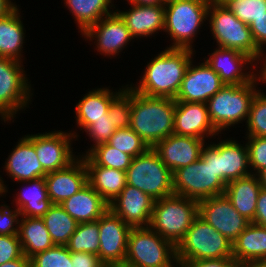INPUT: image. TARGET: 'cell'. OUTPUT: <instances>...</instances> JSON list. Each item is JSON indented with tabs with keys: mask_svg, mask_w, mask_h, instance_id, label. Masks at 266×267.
<instances>
[{
	"mask_svg": "<svg viewBox=\"0 0 266 267\" xmlns=\"http://www.w3.org/2000/svg\"><path fill=\"white\" fill-rule=\"evenodd\" d=\"M193 52L191 49H165L147 64L138 86L130 84V87L145 96L175 99Z\"/></svg>",
	"mask_w": 266,
	"mask_h": 267,
	"instance_id": "6da1fadb",
	"label": "cell"
},
{
	"mask_svg": "<svg viewBox=\"0 0 266 267\" xmlns=\"http://www.w3.org/2000/svg\"><path fill=\"white\" fill-rule=\"evenodd\" d=\"M175 107L173 98L145 96L131 88L130 128L152 148L174 133Z\"/></svg>",
	"mask_w": 266,
	"mask_h": 267,
	"instance_id": "7a4b0ae2",
	"label": "cell"
},
{
	"mask_svg": "<svg viewBox=\"0 0 266 267\" xmlns=\"http://www.w3.org/2000/svg\"><path fill=\"white\" fill-rule=\"evenodd\" d=\"M172 178L174 194L197 201L225 193L226 184L212 168V144L203 145L200 158L175 170Z\"/></svg>",
	"mask_w": 266,
	"mask_h": 267,
	"instance_id": "3957f363",
	"label": "cell"
},
{
	"mask_svg": "<svg viewBox=\"0 0 266 267\" xmlns=\"http://www.w3.org/2000/svg\"><path fill=\"white\" fill-rule=\"evenodd\" d=\"M198 214L197 200L172 194L154 201L149 227L177 247Z\"/></svg>",
	"mask_w": 266,
	"mask_h": 267,
	"instance_id": "277c9868",
	"label": "cell"
},
{
	"mask_svg": "<svg viewBox=\"0 0 266 267\" xmlns=\"http://www.w3.org/2000/svg\"><path fill=\"white\" fill-rule=\"evenodd\" d=\"M257 80H262L260 75L243 85H224L206 102L211 123L220 134L225 128L248 118L252 101L259 91Z\"/></svg>",
	"mask_w": 266,
	"mask_h": 267,
	"instance_id": "5b68a950",
	"label": "cell"
},
{
	"mask_svg": "<svg viewBox=\"0 0 266 267\" xmlns=\"http://www.w3.org/2000/svg\"><path fill=\"white\" fill-rule=\"evenodd\" d=\"M233 258L232 242L199 215L176 247L177 261Z\"/></svg>",
	"mask_w": 266,
	"mask_h": 267,
	"instance_id": "8992f818",
	"label": "cell"
},
{
	"mask_svg": "<svg viewBox=\"0 0 266 267\" xmlns=\"http://www.w3.org/2000/svg\"><path fill=\"white\" fill-rule=\"evenodd\" d=\"M209 6L207 0H177L165 4L164 30L174 41L168 48L194 50L192 40L206 21Z\"/></svg>",
	"mask_w": 266,
	"mask_h": 267,
	"instance_id": "52a82bcc",
	"label": "cell"
},
{
	"mask_svg": "<svg viewBox=\"0 0 266 267\" xmlns=\"http://www.w3.org/2000/svg\"><path fill=\"white\" fill-rule=\"evenodd\" d=\"M124 264L130 267H177L176 247L149 226L131 228Z\"/></svg>",
	"mask_w": 266,
	"mask_h": 267,
	"instance_id": "ba28073f",
	"label": "cell"
},
{
	"mask_svg": "<svg viewBox=\"0 0 266 267\" xmlns=\"http://www.w3.org/2000/svg\"><path fill=\"white\" fill-rule=\"evenodd\" d=\"M125 172L128 185L140 189L154 200L174 194L172 172L152 148L134 157Z\"/></svg>",
	"mask_w": 266,
	"mask_h": 267,
	"instance_id": "9c48e42d",
	"label": "cell"
},
{
	"mask_svg": "<svg viewBox=\"0 0 266 267\" xmlns=\"http://www.w3.org/2000/svg\"><path fill=\"white\" fill-rule=\"evenodd\" d=\"M208 18L219 47L239 50L256 63L265 55L256 46L249 26L240 21L227 6L210 4Z\"/></svg>",
	"mask_w": 266,
	"mask_h": 267,
	"instance_id": "30bf717a",
	"label": "cell"
},
{
	"mask_svg": "<svg viewBox=\"0 0 266 267\" xmlns=\"http://www.w3.org/2000/svg\"><path fill=\"white\" fill-rule=\"evenodd\" d=\"M22 66L19 61L0 57V117L4 122L14 119L33 95Z\"/></svg>",
	"mask_w": 266,
	"mask_h": 267,
	"instance_id": "8fae6325",
	"label": "cell"
},
{
	"mask_svg": "<svg viewBox=\"0 0 266 267\" xmlns=\"http://www.w3.org/2000/svg\"><path fill=\"white\" fill-rule=\"evenodd\" d=\"M198 215L232 243L251 223L225 194L198 201Z\"/></svg>",
	"mask_w": 266,
	"mask_h": 267,
	"instance_id": "7c38bea8",
	"label": "cell"
},
{
	"mask_svg": "<svg viewBox=\"0 0 266 267\" xmlns=\"http://www.w3.org/2000/svg\"><path fill=\"white\" fill-rule=\"evenodd\" d=\"M131 227L109 208L99 218L100 261L106 267L124 264Z\"/></svg>",
	"mask_w": 266,
	"mask_h": 267,
	"instance_id": "4fadbf2b",
	"label": "cell"
},
{
	"mask_svg": "<svg viewBox=\"0 0 266 267\" xmlns=\"http://www.w3.org/2000/svg\"><path fill=\"white\" fill-rule=\"evenodd\" d=\"M75 137H78L75 133L60 130L33 135V146L46 173L64 169L78 158L73 154L70 143Z\"/></svg>",
	"mask_w": 266,
	"mask_h": 267,
	"instance_id": "5bb4252c",
	"label": "cell"
},
{
	"mask_svg": "<svg viewBox=\"0 0 266 267\" xmlns=\"http://www.w3.org/2000/svg\"><path fill=\"white\" fill-rule=\"evenodd\" d=\"M225 84L205 62L194 66L189 63L175 101L206 103Z\"/></svg>",
	"mask_w": 266,
	"mask_h": 267,
	"instance_id": "9a60e30c",
	"label": "cell"
},
{
	"mask_svg": "<svg viewBox=\"0 0 266 267\" xmlns=\"http://www.w3.org/2000/svg\"><path fill=\"white\" fill-rule=\"evenodd\" d=\"M232 139L212 144V168L219 178L227 185L230 181L247 177L249 158L247 145L244 147ZM250 171V172H249Z\"/></svg>",
	"mask_w": 266,
	"mask_h": 267,
	"instance_id": "2e32d148",
	"label": "cell"
},
{
	"mask_svg": "<svg viewBox=\"0 0 266 267\" xmlns=\"http://www.w3.org/2000/svg\"><path fill=\"white\" fill-rule=\"evenodd\" d=\"M209 56L205 63L219 75L225 85H243L259 76L260 72L244 73L246 65L254 67V64H257L252 57L239 50L218 47L212 54L209 53Z\"/></svg>",
	"mask_w": 266,
	"mask_h": 267,
	"instance_id": "e0dca14e",
	"label": "cell"
},
{
	"mask_svg": "<svg viewBox=\"0 0 266 267\" xmlns=\"http://www.w3.org/2000/svg\"><path fill=\"white\" fill-rule=\"evenodd\" d=\"M154 201L140 189L126 184L121 193L109 203V209L131 228L148 227Z\"/></svg>",
	"mask_w": 266,
	"mask_h": 267,
	"instance_id": "ac0fdd59",
	"label": "cell"
},
{
	"mask_svg": "<svg viewBox=\"0 0 266 267\" xmlns=\"http://www.w3.org/2000/svg\"><path fill=\"white\" fill-rule=\"evenodd\" d=\"M86 39L97 40V51L106 56L119 54L127 43L134 38L131 36L125 21L114 11L89 27L83 34Z\"/></svg>",
	"mask_w": 266,
	"mask_h": 267,
	"instance_id": "d6986e66",
	"label": "cell"
},
{
	"mask_svg": "<svg viewBox=\"0 0 266 267\" xmlns=\"http://www.w3.org/2000/svg\"><path fill=\"white\" fill-rule=\"evenodd\" d=\"M204 144L200 138L173 133L157 142L152 149L173 173L198 160Z\"/></svg>",
	"mask_w": 266,
	"mask_h": 267,
	"instance_id": "ffe728a7",
	"label": "cell"
},
{
	"mask_svg": "<svg viewBox=\"0 0 266 267\" xmlns=\"http://www.w3.org/2000/svg\"><path fill=\"white\" fill-rule=\"evenodd\" d=\"M174 134L205 140L219 132L211 123L206 103L176 101Z\"/></svg>",
	"mask_w": 266,
	"mask_h": 267,
	"instance_id": "44dd1931",
	"label": "cell"
},
{
	"mask_svg": "<svg viewBox=\"0 0 266 267\" xmlns=\"http://www.w3.org/2000/svg\"><path fill=\"white\" fill-rule=\"evenodd\" d=\"M52 204H60L88 183L84 160L78 157L68 167L47 173L44 177Z\"/></svg>",
	"mask_w": 266,
	"mask_h": 267,
	"instance_id": "7402d4cb",
	"label": "cell"
},
{
	"mask_svg": "<svg viewBox=\"0 0 266 267\" xmlns=\"http://www.w3.org/2000/svg\"><path fill=\"white\" fill-rule=\"evenodd\" d=\"M15 147L4 166L8 176L21 183L45 177L47 173L37 157L33 146V135H25Z\"/></svg>",
	"mask_w": 266,
	"mask_h": 267,
	"instance_id": "603a6c76",
	"label": "cell"
},
{
	"mask_svg": "<svg viewBox=\"0 0 266 267\" xmlns=\"http://www.w3.org/2000/svg\"><path fill=\"white\" fill-rule=\"evenodd\" d=\"M233 259L241 267H255L266 259V227L250 223L232 243Z\"/></svg>",
	"mask_w": 266,
	"mask_h": 267,
	"instance_id": "cb8c5ba5",
	"label": "cell"
},
{
	"mask_svg": "<svg viewBox=\"0 0 266 267\" xmlns=\"http://www.w3.org/2000/svg\"><path fill=\"white\" fill-rule=\"evenodd\" d=\"M130 11L116 12L125 21L133 38L150 37L157 31H164L165 5L140 6L130 3Z\"/></svg>",
	"mask_w": 266,
	"mask_h": 267,
	"instance_id": "d4e9b609",
	"label": "cell"
},
{
	"mask_svg": "<svg viewBox=\"0 0 266 267\" xmlns=\"http://www.w3.org/2000/svg\"><path fill=\"white\" fill-rule=\"evenodd\" d=\"M60 205L78 223L97 221L109 204L88 183Z\"/></svg>",
	"mask_w": 266,
	"mask_h": 267,
	"instance_id": "484cf974",
	"label": "cell"
},
{
	"mask_svg": "<svg viewBox=\"0 0 266 267\" xmlns=\"http://www.w3.org/2000/svg\"><path fill=\"white\" fill-rule=\"evenodd\" d=\"M257 175L230 181L225 187V195L231 201L233 207L250 222L254 220L256 202L261 190Z\"/></svg>",
	"mask_w": 266,
	"mask_h": 267,
	"instance_id": "4316f807",
	"label": "cell"
},
{
	"mask_svg": "<svg viewBox=\"0 0 266 267\" xmlns=\"http://www.w3.org/2000/svg\"><path fill=\"white\" fill-rule=\"evenodd\" d=\"M112 92L107 88H98L89 91L82 100L76 104V123L83 129H87L95 120L107 117L111 101L121 92Z\"/></svg>",
	"mask_w": 266,
	"mask_h": 267,
	"instance_id": "83f0119b",
	"label": "cell"
},
{
	"mask_svg": "<svg viewBox=\"0 0 266 267\" xmlns=\"http://www.w3.org/2000/svg\"><path fill=\"white\" fill-rule=\"evenodd\" d=\"M21 217L18 236L23 255L30 258L38 252L55 246L42 218Z\"/></svg>",
	"mask_w": 266,
	"mask_h": 267,
	"instance_id": "f1b7e54d",
	"label": "cell"
},
{
	"mask_svg": "<svg viewBox=\"0 0 266 267\" xmlns=\"http://www.w3.org/2000/svg\"><path fill=\"white\" fill-rule=\"evenodd\" d=\"M88 184L109 204L126 186V172L99 165H85Z\"/></svg>",
	"mask_w": 266,
	"mask_h": 267,
	"instance_id": "f546056e",
	"label": "cell"
},
{
	"mask_svg": "<svg viewBox=\"0 0 266 267\" xmlns=\"http://www.w3.org/2000/svg\"><path fill=\"white\" fill-rule=\"evenodd\" d=\"M26 184L30 186H25V189L17 194L16 207L21 216L42 218L52 205L47 193L45 179L42 177L26 181Z\"/></svg>",
	"mask_w": 266,
	"mask_h": 267,
	"instance_id": "4dcf8cb0",
	"label": "cell"
},
{
	"mask_svg": "<svg viewBox=\"0 0 266 267\" xmlns=\"http://www.w3.org/2000/svg\"><path fill=\"white\" fill-rule=\"evenodd\" d=\"M18 7L0 19V57L22 62L24 45V26L20 19Z\"/></svg>",
	"mask_w": 266,
	"mask_h": 267,
	"instance_id": "1f68e13d",
	"label": "cell"
},
{
	"mask_svg": "<svg viewBox=\"0 0 266 267\" xmlns=\"http://www.w3.org/2000/svg\"><path fill=\"white\" fill-rule=\"evenodd\" d=\"M83 34L104 16L111 15L112 0H64ZM111 4V5H110Z\"/></svg>",
	"mask_w": 266,
	"mask_h": 267,
	"instance_id": "d6a6232c",
	"label": "cell"
},
{
	"mask_svg": "<svg viewBox=\"0 0 266 267\" xmlns=\"http://www.w3.org/2000/svg\"><path fill=\"white\" fill-rule=\"evenodd\" d=\"M42 219L55 245H66L78 225L60 204H52Z\"/></svg>",
	"mask_w": 266,
	"mask_h": 267,
	"instance_id": "836d02e7",
	"label": "cell"
},
{
	"mask_svg": "<svg viewBox=\"0 0 266 267\" xmlns=\"http://www.w3.org/2000/svg\"><path fill=\"white\" fill-rule=\"evenodd\" d=\"M80 157L84 160L85 165H99L121 171H126L133 159L129 154L116 149L108 143L97 145L87 154H82Z\"/></svg>",
	"mask_w": 266,
	"mask_h": 267,
	"instance_id": "e575fe53",
	"label": "cell"
},
{
	"mask_svg": "<svg viewBox=\"0 0 266 267\" xmlns=\"http://www.w3.org/2000/svg\"><path fill=\"white\" fill-rule=\"evenodd\" d=\"M99 219L92 222L78 223L66 247L70 252L99 253Z\"/></svg>",
	"mask_w": 266,
	"mask_h": 267,
	"instance_id": "d590c367",
	"label": "cell"
},
{
	"mask_svg": "<svg viewBox=\"0 0 266 267\" xmlns=\"http://www.w3.org/2000/svg\"><path fill=\"white\" fill-rule=\"evenodd\" d=\"M107 143L133 158L145 153L150 148L130 127L117 129Z\"/></svg>",
	"mask_w": 266,
	"mask_h": 267,
	"instance_id": "8d00e7d4",
	"label": "cell"
},
{
	"mask_svg": "<svg viewBox=\"0 0 266 267\" xmlns=\"http://www.w3.org/2000/svg\"><path fill=\"white\" fill-rule=\"evenodd\" d=\"M247 137H266V95L256 93L246 120Z\"/></svg>",
	"mask_w": 266,
	"mask_h": 267,
	"instance_id": "74e56055",
	"label": "cell"
},
{
	"mask_svg": "<svg viewBox=\"0 0 266 267\" xmlns=\"http://www.w3.org/2000/svg\"><path fill=\"white\" fill-rule=\"evenodd\" d=\"M30 267H72L71 252L66 245H55L30 257Z\"/></svg>",
	"mask_w": 266,
	"mask_h": 267,
	"instance_id": "f35d334b",
	"label": "cell"
},
{
	"mask_svg": "<svg viewBox=\"0 0 266 267\" xmlns=\"http://www.w3.org/2000/svg\"><path fill=\"white\" fill-rule=\"evenodd\" d=\"M108 115L117 129L130 127L131 121V87L122 91L111 101Z\"/></svg>",
	"mask_w": 266,
	"mask_h": 267,
	"instance_id": "ab89813d",
	"label": "cell"
},
{
	"mask_svg": "<svg viewBox=\"0 0 266 267\" xmlns=\"http://www.w3.org/2000/svg\"><path fill=\"white\" fill-rule=\"evenodd\" d=\"M226 6L248 26L254 20L266 15V0H233Z\"/></svg>",
	"mask_w": 266,
	"mask_h": 267,
	"instance_id": "60d3db41",
	"label": "cell"
},
{
	"mask_svg": "<svg viewBox=\"0 0 266 267\" xmlns=\"http://www.w3.org/2000/svg\"><path fill=\"white\" fill-rule=\"evenodd\" d=\"M248 148L249 169L254 175L266 169V137H246ZM252 167V168H251Z\"/></svg>",
	"mask_w": 266,
	"mask_h": 267,
	"instance_id": "b9f144b4",
	"label": "cell"
},
{
	"mask_svg": "<svg viewBox=\"0 0 266 267\" xmlns=\"http://www.w3.org/2000/svg\"><path fill=\"white\" fill-rule=\"evenodd\" d=\"M117 130L114 126V121L110 116L107 114V117L100 118L95 120V122L90 125L86 130H84L90 138H93L92 141L95 142L93 146L88 149L86 154L97 145L107 143L108 140L111 138L113 133Z\"/></svg>",
	"mask_w": 266,
	"mask_h": 267,
	"instance_id": "7bdbcfd3",
	"label": "cell"
},
{
	"mask_svg": "<svg viewBox=\"0 0 266 267\" xmlns=\"http://www.w3.org/2000/svg\"><path fill=\"white\" fill-rule=\"evenodd\" d=\"M23 251L18 234H0V265L21 258Z\"/></svg>",
	"mask_w": 266,
	"mask_h": 267,
	"instance_id": "ee69618b",
	"label": "cell"
},
{
	"mask_svg": "<svg viewBox=\"0 0 266 267\" xmlns=\"http://www.w3.org/2000/svg\"><path fill=\"white\" fill-rule=\"evenodd\" d=\"M19 210L10 209L9 206L3 204L0 206V234L15 235L19 233ZM15 224V227H14Z\"/></svg>",
	"mask_w": 266,
	"mask_h": 267,
	"instance_id": "f6af8a7d",
	"label": "cell"
},
{
	"mask_svg": "<svg viewBox=\"0 0 266 267\" xmlns=\"http://www.w3.org/2000/svg\"><path fill=\"white\" fill-rule=\"evenodd\" d=\"M177 267H241L233 258L177 261Z\"/></svg>",
	"mask_w": 266,
	"mask_h": 267,
	"instance_id": "bcb514c9",
	"label": "cell"
},
{
	"mask_svg": "<svg viewBox=\"0 0 266 267\" xmlns=\"http://www.w3.org/2000/svg\"><path fill=\"white\" fill-rule=\"evenodd\" d=\"M72 267H106L98 255L85 252H71Z\"/></svg>",
	"mask_w": 266,
	"mask_h": 267,
	"instance_id": "7dc6e473",
	"label": "cell"
},
{
	"mask_svg": "<svg viewBox=\"0 0 266 267\" xmlns=\"http://www.w3.org/2000/svg\"><path fill=\"white\" fill-rule=\"evenodd\" d=\"M249 28L251 30L252 37L255 41L256 46L261 52H264V50L262 49H265L266 45V15L254 20L249 25Z\"/></svg>",
	"mask_w": 266,
	"mask_h": 267,
	"instance_id": "c3c4849f",
	"label": "cell"
},
{
	"mask_svg": "<svg viewBox=\"0 0 266 267\" xmlns=\"http://www.w3.org/2000/svg\"><path fill=\"white\" fill-rule=\"evenodd\" d=\"M259 226L266 227V190L261 189L256 202V213L251 222Z\"/></svg>",
	"mask_w": 266,
	"mask_h": 267,
	"instance_id": "681fc988",
	"label": "cell"
},
{
	"mask_svg": "<svg viewBox=\"0 0 266 267\" xmlns=\"http://www.w3.org/2000/svg\"><path fill=\"white\" fill-rule=\"evenodd\" d=\"M18 6L11 2V0H0V19L6 17L12 11H14Z\"/></svg>",
	"mask_w": 266,
	"mask_h": 267,
	"instance_id": "f907efd6",
	"label": "cell"
},
{
	"mask_svg": "<svg viewBox=\"0 0 266 267\" xmlns=\"http://www.w3.org/2000/svg\"><path fill=\"white\" fill-rule=\"evenodd\" d=\"M0 267H30V258L23 255L21 258L1 264Z\"/></svg>",
	"mask_w": 266,
	"mask_h": 267,
	"instance_id": "816d5d0a",
	"label": "cell"
},
{
	"mask_svg": "<svg viewBox=\"0 0 266 267\" xmlns=\"http://www.w3.org/2000/svg\"><path fill=\"white\" fill-rule=\"evenodd\" d=\"M129 3L140 6L165 5L164 0H127Z\"/></svg>",
	"mask_w": 266,
	"mask_h": 267,
	"instance_id": "f5cc1de1",
	"label": "cell"
},
{
	"mask_svg": "<svg viewBox=\"0 0 266 267\" xmlns=\"http://www.w3.org/2000/svg\"><path fill=\"white\" fill-rule=\"evenodd\" d=\"M257 176H258L261 188L266 190V169L260 171L257 174Z\"/></svg>",
	"mask_w": 266,
	"mask_h": 267,
	"instance_id": "db71d44e",
	"label": "cell"
},
{
	"mask_svg": "<svg viewBox=\"0 0 266 267\" xmlns=\"http://www.w3.org/2000/svg\"><path fill=\"white\" fill-rule=\"evenodd\" d=\"M209 4H214V5H220V6H226L233 0H207Z\"/></svg>",
	"mask_w": 266,
	"mask_h": 267,
	"instance_id": "11a10c76",
	"label": "cell"
},
{
	"mask_svg": "<svg viewBox=\"0 0 266 267\" xmlns=\"http://www.w3.org/2000/svg\"><path fill=\"white\" fill-rule=\"evenodd\" d=\"M262 64H263V66H262L261 70L259 71L261 73H259V74H260V76L262 78V82L264 81L266 83V57H265V59H263V63Z\"/></svg>",
	"mask_w": 266,
	"mask_h": 267,
	"instance_id": "9f6ffc18",
	"label": "cell"
},
{
	"mask_svg": "<svg viewBox=\"0 0 266 267\" xmlns=\"http://www.w3.org/2000/svg\"><path fill=\"white\" fill-rule=\"evenodd\" d=\"M4 181L2 180V177L0 176V195L2 196L3 193L7 192V186L3 184Z\"/></svg>",
	"mask_w": 266,
	"mask_h": 267,
	"instance_id": "6f0895ef",
	"label": "cell"
},
{
	"mask_svg": "<svg viewBox=\"0 0 266 267\" xmlns=\"http://www.w3.org/2000/svg\"><path fill=\"white\" fill-rule=\"evenodd\" d=\"M255 267H266V259L262 260L260 263H258Z\"/></svg>",
	"mask_w": 266,
	"mask_h": 267,
	"instance_id": "680465c9",
	"label": "cell"
},
{
	"mask_svg": "<svg viewBox=\"0 0 266 267\" xmlns=\"http://www.w3.org/2000/svg\"><path fill=\"white\" fill-rule=\"evenodd\" d=\"M115 267H130V266H128V265H125V264H120V265H118V266H115Z\"/></svg>",
	"mask_w": 266,
	"mask_h": 267,
	"instance_id": "91938a15",
	"label": "cell"
},
{
	"mask_svg": "<svg viewBox=\"0 0 266 267\" xmlns=\"http://www.w3.org/2000/svg\"><path fill=\"white\" fill-rule=\"evenodd\" d=\"M172 1H177V0H164V3L167 4V3L172 2Z\"/></svg>",
	"mask_w": 266,
	"mask_h": 267,
	"instance_id": "94428289",
	"label": "cell"
}]
</instances>
